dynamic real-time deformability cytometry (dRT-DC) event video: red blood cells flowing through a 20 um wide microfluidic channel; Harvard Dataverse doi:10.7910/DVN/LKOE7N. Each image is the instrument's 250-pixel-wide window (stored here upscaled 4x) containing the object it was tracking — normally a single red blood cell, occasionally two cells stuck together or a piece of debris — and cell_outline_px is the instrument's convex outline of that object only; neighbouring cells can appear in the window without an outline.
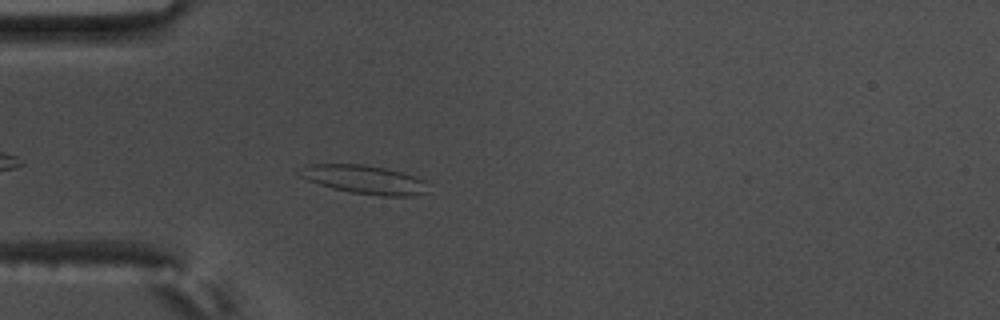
{"species": "common noctule bat (a hibernating species)", "species_latin": "Nyctalus noctula", "temperature_condition": "warm", "stored_images_in_passage": 38, "camera_frame_rate_fps": 3000, "um_per_image_px": 0.085, "animal": {"sex": "male", "body_mass_g": 17.5, "forearm_length_mm": 52.3}, "frame": {"image": 1, "passage_image": 5, "time_ms": 1.333, "image_size_px": [1000, 320], "cell_outline_px": [[428, 192], [412, 196], [380, 196], [352, 192], [332, 188], [308, 180], [300, 176], [296, 172], [304, 164], [364, 164], [384, 168], [400, 172], [424, 180]], "centroid_in_image_um": [30.92, 15.25], "position_along_channel_um": 54.1, "area_um2": 21.33}}
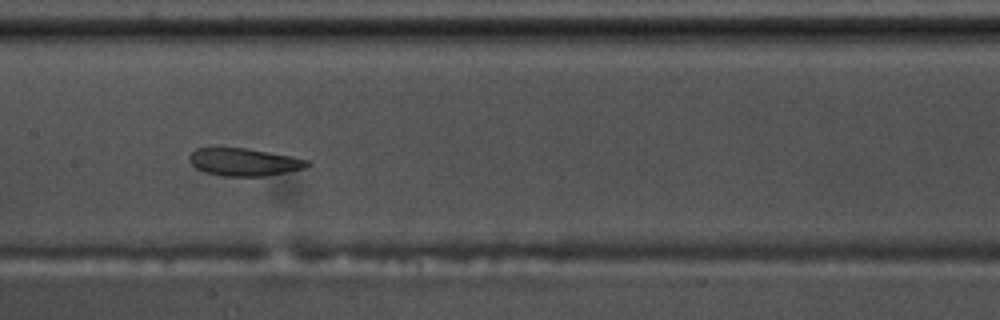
{"frame": {"image": 2, "passage_image": 17, "time_ms": 5.333, "image_size_px": [1000, 320], "cell_outline_px": [[312, 164], [304, 168], [264, 176], [220, 176], [204, 172], [196, 168], [188, 160], [188, 156], [196, 148], [248, 148], [308, 160]], "centroid_in_image_um": [20.7, 13.77], "position_along_channel_um": 186.7, "area_um2": 18.84}}
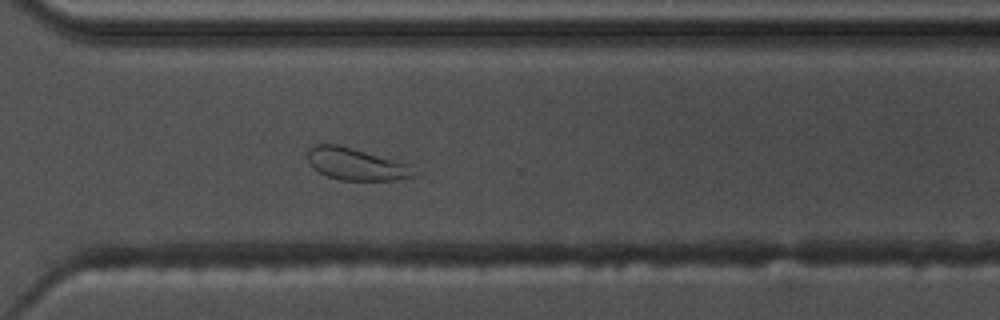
{"frame": {"image": 3, "passage_image": 30, "time_ms": 9.667, "image_size_px": [1000, 320], "cell_outline_px": [[424, 172], [416, 176], [396, 180], [340, 180], [328, 176], [312, 168], [308, 164], [308, 148], [316, 144], [340, 144], [400, 160]], "centroid_in_image_um": [30.37, 13.94], "position_along_channel_um": 340.2, "area_um2": 20.63}, "authors_computed_cell_mechanics": {"area_um2": 19.4497, "velocity_mm_per_s": 3.5428, "shape_relaxation_time_tau1_ms": 8.1695, "shape_relaxation_time_tau2_ms": 2.114, "deformation_change_tau1": 0.1833, "deformation_change_tau2": 0.0915}}